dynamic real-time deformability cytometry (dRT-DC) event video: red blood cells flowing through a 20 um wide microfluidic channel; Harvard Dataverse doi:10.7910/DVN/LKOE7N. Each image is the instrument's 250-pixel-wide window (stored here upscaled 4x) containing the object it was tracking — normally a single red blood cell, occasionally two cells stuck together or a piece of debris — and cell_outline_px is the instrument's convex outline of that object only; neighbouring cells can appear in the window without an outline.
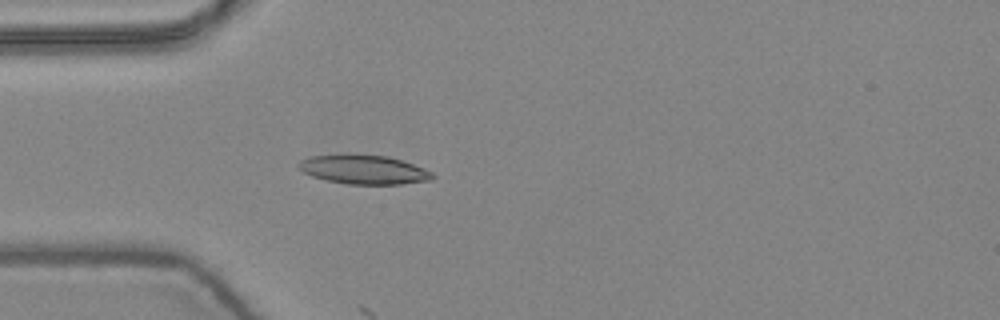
{"species": "common noctule bat (a hibernating species)", "species_latin": "Nyctalus noctula", "temperature_condition": "warm", "stored_images_in_passage": 12, "segment_of_instrument_passage": [1, 2], "camera_frame_rate_fps": 3000, "um_per_image_px": 0.085, "animal": {"sex": "female", "body_mass_g": 24.6, "forearm_length_mm": 56.2}, "frame": {"image": 1, "passage_image": 4, "time_ms": 1.0, "image_size_px": [1000, 320], "cell_outline_px": [[436, 176], [432, 180], [400, 184], [348, 184], [328, 180], [312, 176], [304, 172], [296, 164], [300, 160], [308, 156], [344, 152], [348, 152], [388, 156], [424, 168], [432, 172]], "centroid_in_image_um": [30.88, 14.37], "position_along_channel_um": 54.1, "area_um2": 23.24}}